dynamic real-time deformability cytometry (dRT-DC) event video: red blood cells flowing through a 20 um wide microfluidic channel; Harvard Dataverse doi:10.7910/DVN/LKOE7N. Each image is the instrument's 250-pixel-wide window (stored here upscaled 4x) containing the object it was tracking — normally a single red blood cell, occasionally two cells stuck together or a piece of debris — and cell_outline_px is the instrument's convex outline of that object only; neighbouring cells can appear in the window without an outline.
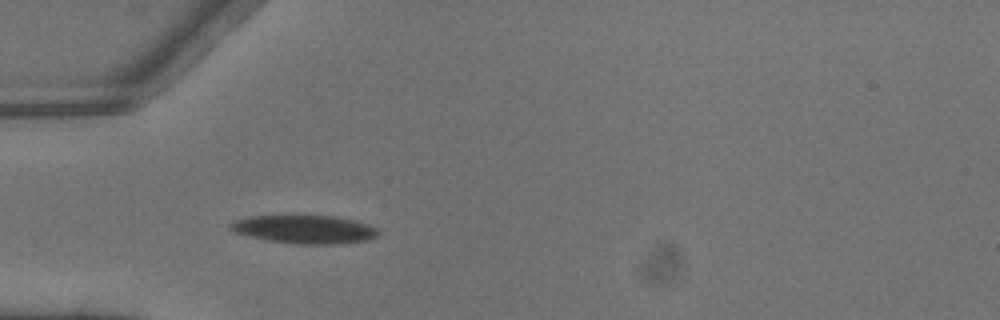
{"species": "common noctule bat (a hibernating species)", "species_latin": "Nyctalus noctula", "temperature_condition": "warm", "stored_images_in_passage": 3, "camera_frame_rate_fps": 3000, "um_per_image_px": 0.085, "animal": {"sex": "male", "body_mass_g": 13.3}, "frame": {"image": 1, "passage_image": 3, "time_ms": 0.667, "image_size_px": [1000, 320], "cell_outline_px": [[380, 232], [376, 236], [368, 240], [332, 244], [300, 244], [268, 240], [236, 232], [228, 224], [236, 220], [248, 216], [288, 212], [336, 216], [368, 224], [380, 228]], "centroid_in_image_um": [25.9, 19.42], "position_along_channel_um": 59.1, "area_um2": 25.32}}